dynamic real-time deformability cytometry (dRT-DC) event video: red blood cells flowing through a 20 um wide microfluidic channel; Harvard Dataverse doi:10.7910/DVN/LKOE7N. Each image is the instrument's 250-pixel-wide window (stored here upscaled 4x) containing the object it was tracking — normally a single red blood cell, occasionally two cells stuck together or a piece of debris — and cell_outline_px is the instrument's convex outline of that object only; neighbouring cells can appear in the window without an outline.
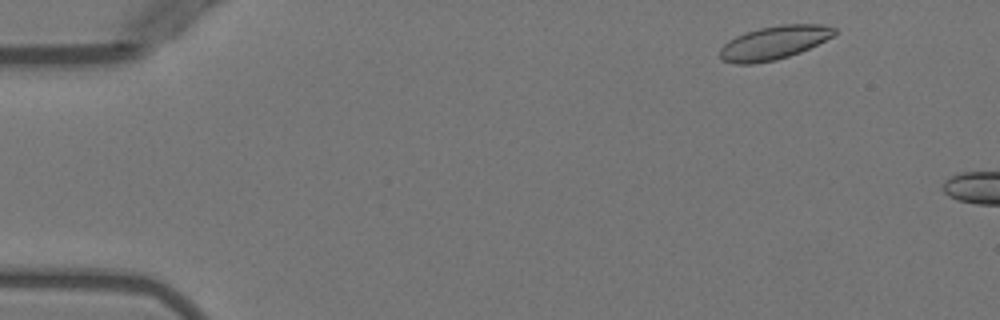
{"species": "Egyptian fruit bat (a non-hibernating species)", "species_latin": "Rousettus aegyptiacus", "temperature_condition": "warm", "stored_images_in_passage": 2, "camera_frame_rate_fps": 3000, "um_per_image_px": 0.085, "animal": {"sex": "female"}, "frame": {"image": 1, "passage_image": 1, "time_ms": 0.0, "image_size_px": [1000, 320], "cell_outline_px": [[836, 36], [800, 52], [776, 60], [752, 64], [732, 64], [724, 60], [720, 56], [720, 48], [728, 40], [744, 32], [760, 28], [780, 24], [824, 24], [836, 28]], "centroid_in_image_um": [65.82, 3.62], "position_along_channel_um": 19.2, "area_um2": 22.6}}